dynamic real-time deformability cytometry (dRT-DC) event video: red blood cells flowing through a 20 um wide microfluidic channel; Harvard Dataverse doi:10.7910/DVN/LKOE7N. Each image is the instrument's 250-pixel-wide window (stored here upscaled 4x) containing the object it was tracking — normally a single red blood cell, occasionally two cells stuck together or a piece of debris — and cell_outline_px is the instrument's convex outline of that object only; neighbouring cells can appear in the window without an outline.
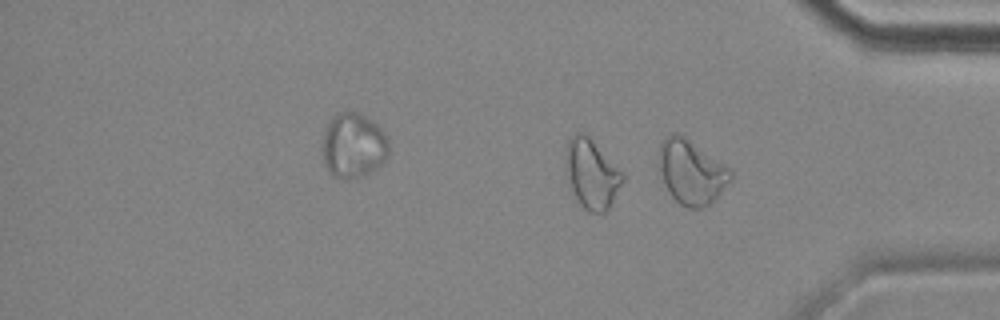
{"species": "common noctule bat (a hibernating species)", "species_latin": "Nyctalus noctula", "temperature_condition": "cold", "stored_images_in_passage": 16, "camera_frame_rate_fps": 3000, "um_per_image_px": 0.085, "animal": {"sex": "female", "body_mass_g": 18.4}, "frame": {"image": 1, "passage_image": 16, "time_ms": 19.667, "image_size_px": [1000, 320], "cell_outline_px": [[732, 180], [704, 208], [688, 208], [680, 204], [672, 196], [656, 168], [656, 164], [660, 144], [664, 136], [672, 132], [680, 132], [728, 168], [732, 172]], "centroid_in_image_um": [58.69, 14.57], "position_along_channel_um": 376.5, "area_um2": 26.99}, "authors_computed_cell_mechanics": {"area_um2": 20.9236, "velocity_mm_per_s": 3.5067, "shape_relaxation_time_tau1_ms": 10.3401, "shape_relaxation_time_tau2_ms": 11.2413, "deformation_change_tau1": 0.1076, "deformation_change_tau2": 0.1939}}